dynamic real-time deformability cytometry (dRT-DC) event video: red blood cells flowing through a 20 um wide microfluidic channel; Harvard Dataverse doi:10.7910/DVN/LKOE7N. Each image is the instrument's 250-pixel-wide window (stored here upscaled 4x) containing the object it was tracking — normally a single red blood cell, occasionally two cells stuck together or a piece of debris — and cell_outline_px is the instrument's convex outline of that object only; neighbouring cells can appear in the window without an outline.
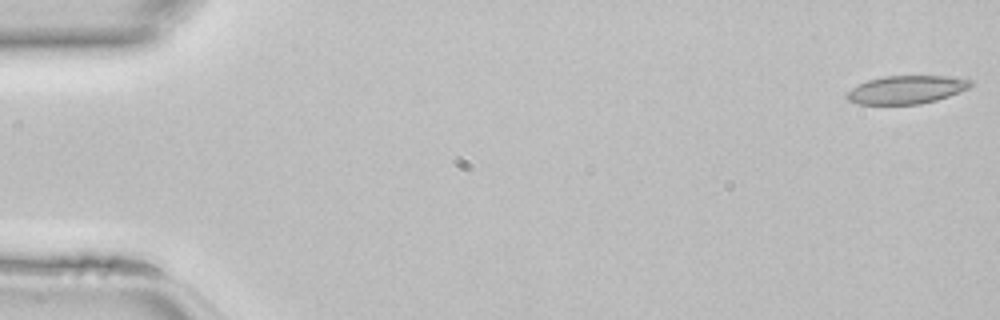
{"species": "common noctule bat (a hibernating species)", "species_latin": "Nyctalus noctula", "temperature_condition": "room temperature", "stored_images_in_passage": 45, "camera_frame_rate_fps": 3000, "um_per_image_px": 0.085, "animal": {"sex": "female", "body_mass_g": 22.7, "forearm_length_mm": 54.2}, "frame": {"image": 1, "passage_image": 1, "time_ms": 0.0, "image_size_px": [1000, 320], "cell_outline_px": [[972, 84], [968, 88], [948, 96], [936, 100], [920, 104], [856, 104], [848, 100], [844, 96], [844, 92], [868, 80], [884, 76], [948, 76], [972, 80]], "centroid_in_image_um": [77.0, 7.62], "position_along_channel_um": 8.0, "area_um2": 20.29}}
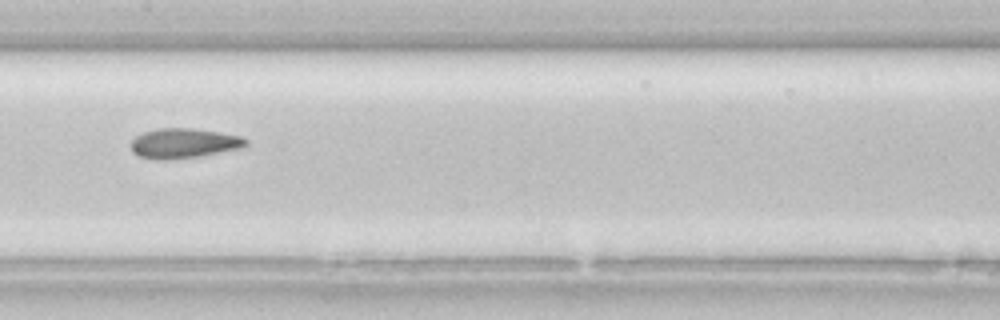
{"frame": {"image": 2, "passage_image": 23, "time_ms": 7.333, "image_size_px": [1000, 320], "cell_outline_px": [[248, 144], [244, 148], [200, 156], [168, 160], [156, 160], [140, 156], [132, 152], [132, 140], [136, 136], [144, 132], [160, 128], [192, 128], [220, 132], [240, 136], [248, 140]], "centroid_in_image_um": [15.66, 12.18], "position_along_channel_um": 191.7, "area_um2": 20.11}}
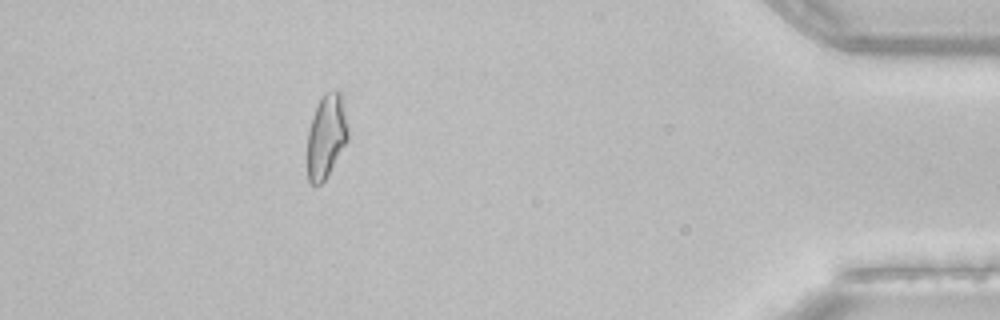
{"frame": {"image": 3, "passage_image": 41, "time_ms": 13.333, "image_size_px": [1000, 320], "cell_outline_px": [[348, 140], [328, 176], [320, 184], [312, 184], [308, 180], [308, 132], [312, 116], [324, 92], [336, 88], [340, 88], [348, 128]], "centroid_in_image_um": [27.75, 11.54], "position_along_channel_um": 407.4, "area_um2": 19.94}}